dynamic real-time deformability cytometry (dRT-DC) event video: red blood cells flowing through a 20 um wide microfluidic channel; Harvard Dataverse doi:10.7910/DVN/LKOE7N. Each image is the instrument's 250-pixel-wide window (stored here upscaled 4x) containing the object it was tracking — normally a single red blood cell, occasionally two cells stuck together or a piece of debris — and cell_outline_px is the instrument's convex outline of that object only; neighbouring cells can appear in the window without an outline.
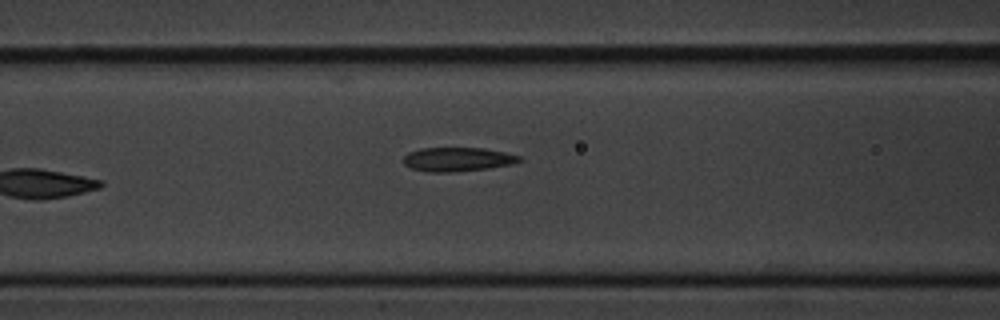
{"species": "common noctule bat (a hibernating species)", "species_latin": "Nyctalus noctula", "temperature_condition": "cold", "stored_images_in_passage": 8, "camera_frame_rate_fps": 3000, "um_per_image_px": 0.085, "animal": {"sex": "male", "body_mass_g": 20.1, "forearm_length_mm": 53.5}, "frame": {"image": 1, "passage_image": 7, "time_ms": 7.0, "image_size_px": [1000, 320], "cell_outline_px": [[524, 160], [512, 164], [488, 168], [448, 172], [428, 172], [412, 168], [404, 164], [404, 156], [408, 152], [420, 148], [484, 148], [504, 152], [520, 156]], "centroid_in_image_um": [38.9, 13.54], "position_along_channel_um": 127.7, "area_um2": 16.13}}